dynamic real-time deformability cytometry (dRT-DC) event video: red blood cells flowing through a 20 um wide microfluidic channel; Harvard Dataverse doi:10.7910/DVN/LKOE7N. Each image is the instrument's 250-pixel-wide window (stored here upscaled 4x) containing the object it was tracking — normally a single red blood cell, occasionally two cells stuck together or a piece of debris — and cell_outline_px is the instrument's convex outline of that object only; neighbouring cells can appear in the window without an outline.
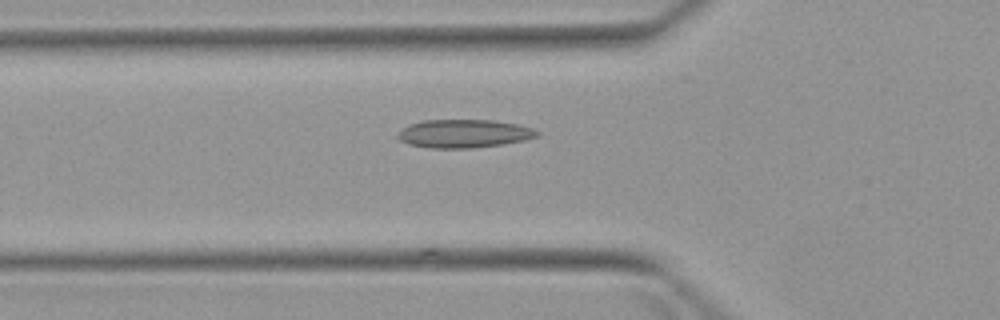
{"species": "Egyptian fruit bat (a non-hibernating species)", "species_latin": "Rousettus aegyptiacus", "temperature_condition": "warm", "stored_images_in_passage": 3, "camera_frame_rate_fps": 3000, "um_per_image_px": 0.085, "animal": {"sex": "female"}, "frame": {"image": 1, "passage_image": 3, "time_ms": 2.333, "image_size_px": [1000, 320], "cell_outline_px": [[540, 136], [524, 140], [500, 144], [472, 148], [428, 148], [408, 144], [396, 140], [396, 136], [400, 128], [408, 124], [424, 120], [496, 120], [516, 124], [532, 128], [540, 132]], "centroid_in_image_um": [39.37, 11.35], "position_along_channel_um": 86.4, "area_um2": 23.24}}